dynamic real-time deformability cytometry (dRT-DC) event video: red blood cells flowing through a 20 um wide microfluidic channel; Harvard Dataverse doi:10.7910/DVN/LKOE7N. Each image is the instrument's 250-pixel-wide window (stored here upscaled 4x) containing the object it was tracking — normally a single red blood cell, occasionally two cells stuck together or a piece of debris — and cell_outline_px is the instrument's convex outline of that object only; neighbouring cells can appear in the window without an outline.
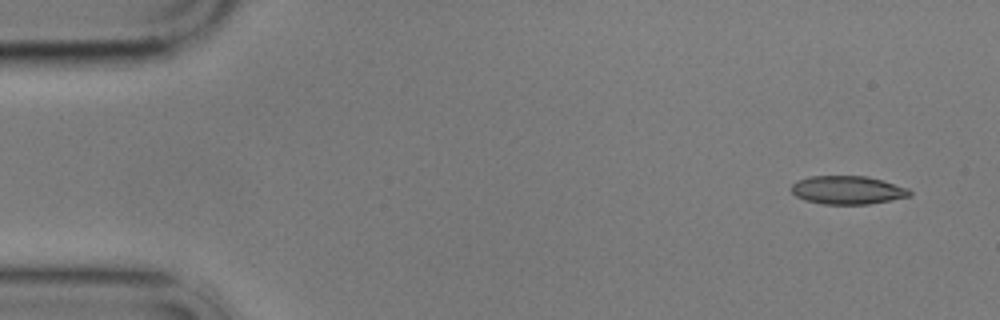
{"species": "common noctule bat (a hibernating species)", "species_latin": "Nyctalus noctula", "temperature_condition": "cold", "stored_images_in_passage": 5, "camera_frame_rate_fps": 3000, "um_per_image_px": 0.085, "animal": {"sex": "male", "body_mass_g": 17.9}, "frame": {"image": 1, "passage_image": 1, "time_ms": 0.0, "image_size_px": [1000, 320], "cell_outline_px": [[912, 196], [892, 200], [868, 204], [824, 204], [804, 200], [796, 196], [792, 192], [792, 184], [796, 180], [812, 176], [864, 176], [884, 180], [908, 188], [912, 192]], "centroid_in_image_um": [72.07, 16.15], "position_along_channel_um": 12.9, "area_um2": 19.65}}
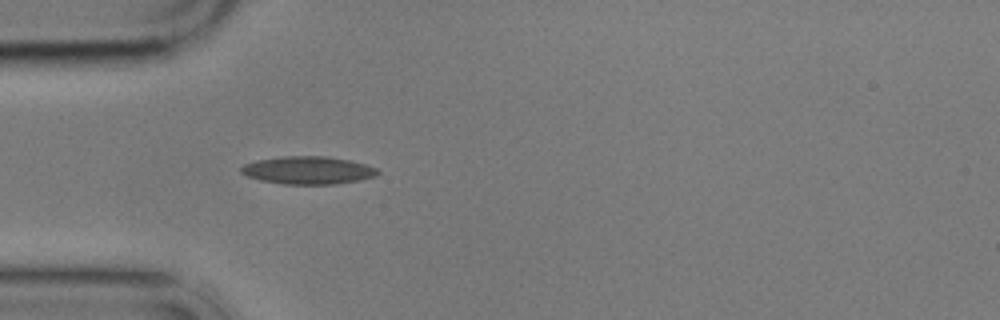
{"frame": {"image": 2, "passage_image": 5, "time_ms": 4.333, "image_size_px": [1000, 320], "cell_outline_px": [[380, 172], [376, 176], [360, 180], [336, 184], [280, 184], [260, 180], [248, 176], [240, 172], [240, 168], [244, 164], [256, 160], [284, 156], [328, 156], [352, 160], [376, 168]], "centroid_in_image_um": [26.19, 14.47], "position_along_channel_um": 58.8, "area_um2": 22.25}}